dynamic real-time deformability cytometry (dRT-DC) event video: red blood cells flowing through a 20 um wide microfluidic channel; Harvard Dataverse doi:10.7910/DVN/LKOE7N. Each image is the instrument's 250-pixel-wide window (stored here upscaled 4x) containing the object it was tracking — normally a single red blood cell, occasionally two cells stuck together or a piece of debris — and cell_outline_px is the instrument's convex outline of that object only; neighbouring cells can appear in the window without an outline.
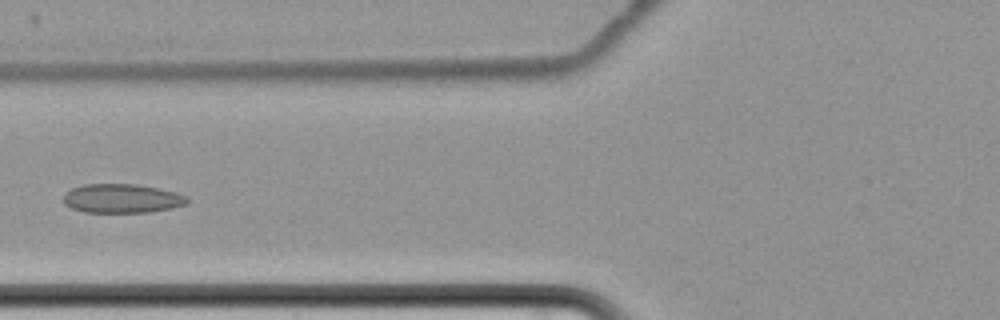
{"species": "common noctule bat (a hibernating species)", "species_latin": "Nyctalus noctula", "temperature_condition": "cold", "stored_images_in_passage": 7, "camera_frame_rate_fps": 3000, "um_per_image_px": 0.085, "animal": {"sex": "female", "body_mass_g": 22.7, "forearm_length_mm": 54.2}, "frame": {"image": 1, "passage_image": 7, "time_ms": 7.333, "image_size_px": [1000, 320], "cell_outline_px": [[188, 204], [172, 208], [148, 212], [84, 212], [72, 208], [64, 204], [64, 192], [72, 188], [84, 184], [136, 184], [176, 192], [188, 196]], "centroid_in_image_um": [10.37, 16.87], "position_along_channel_um": 115.4, "area_um2": 20.98}}